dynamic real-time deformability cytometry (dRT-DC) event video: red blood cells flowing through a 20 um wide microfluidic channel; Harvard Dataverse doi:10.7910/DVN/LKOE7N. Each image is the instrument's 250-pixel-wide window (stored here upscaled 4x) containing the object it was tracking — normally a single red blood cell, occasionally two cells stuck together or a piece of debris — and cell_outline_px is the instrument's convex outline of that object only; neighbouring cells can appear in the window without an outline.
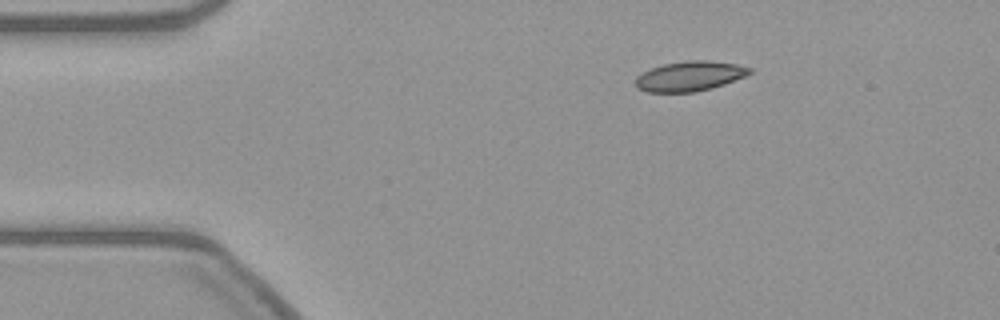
{"species": "common noctule bat (a hibernating species)", "species_latin": "Nyctalus noctula", "temperature_condition": "warm", "stored_images_in_passage": 34, "camera_frame_rate_fps": 3000, "um_per_image_px": 0.085, "animal": {"sex": "female", "body_mass_g": 21.9}, "frame": {"image": 1, "passage_image": 1, "time_ms": 0.0, "image_size_px": [1000, 320], "cell_outline_px": [[752, 72], [744, 76], [724, 84], [712, 88], [696, 92], [648, 92], [636, 88], [636, 76], [652, 68], [664, 64], [688, 60], [708, 60], [736, 64], [752, 68]], "centroid_in_image_um": [58.62, 6.47], "position_along_channel_um": 26.4, "area_um2": 19.77}}
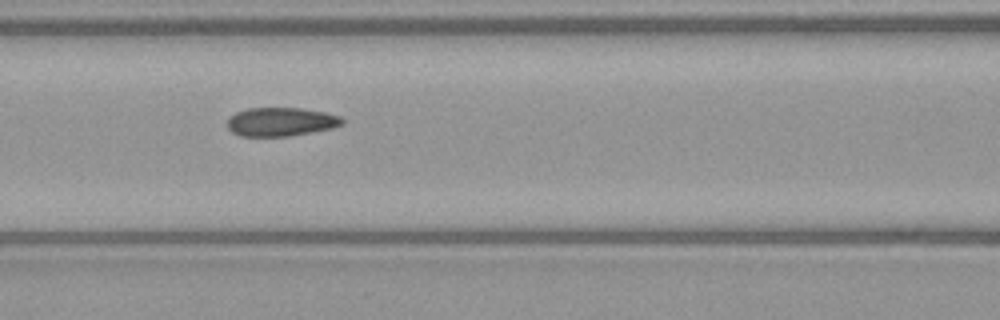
{"frame": {"image": 2, "passage_image": 15, "time_ms": 4.667, "image_size_px": [1000, 320], "cell_outline_px": [[344, 124], [332, 128], [312, 132], [288, 136], [240, 136], [232, 132], [228, 128], [228, 116], [236, 112], [248, 108], [300, 108], [324, 112], [340, 116], [344, 120]], "centroid_in_image_um": [23.87, 10.35], "position_along_channel_um": 142.7, "area_um2": 19.25}}
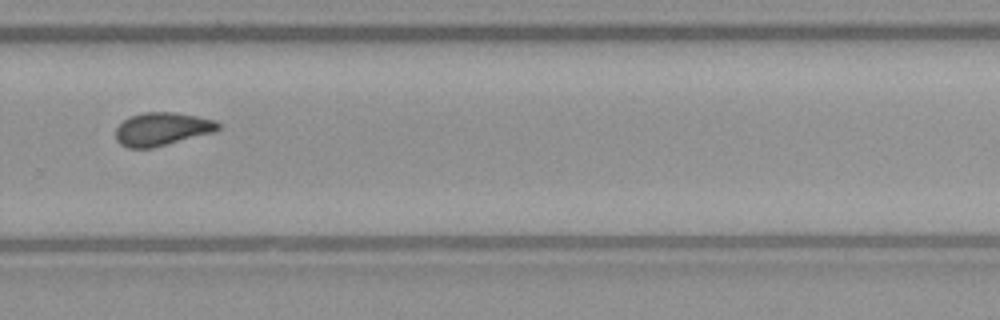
{"frame": {"image": 3, "passage_image": 29, "time_ms": 9.333, "image_size_px": [1000, 320], "cell_outline_px": [[220, 128], [212, 132], [152, 148], [128, 148], [120, 144], [116, 140], [116, 128], [128, 116], [144, 112], [176, 112], [216, 120], [220, 124]], "centroid_in_image_um": [13.74, 10.96], "position_along_channel_um": 316.1, "area_um2": 19.71}}